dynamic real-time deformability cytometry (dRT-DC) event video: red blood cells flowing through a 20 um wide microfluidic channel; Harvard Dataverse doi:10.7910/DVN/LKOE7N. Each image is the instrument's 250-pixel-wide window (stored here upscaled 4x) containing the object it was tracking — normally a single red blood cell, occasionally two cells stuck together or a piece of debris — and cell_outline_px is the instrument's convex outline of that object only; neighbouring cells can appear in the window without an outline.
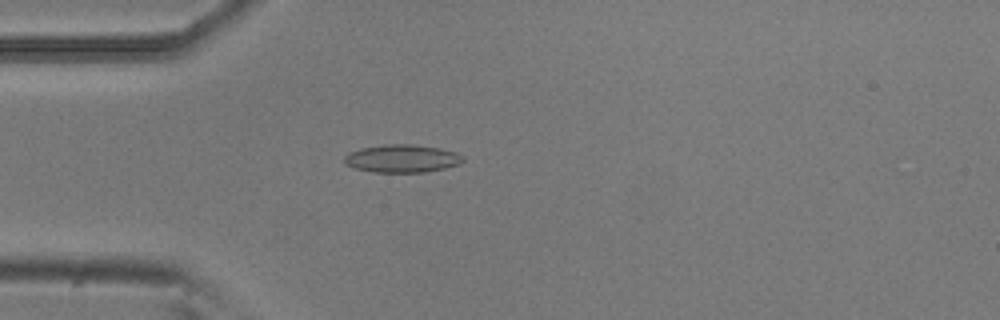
{"species": "common noctule bat (a hibernating species)", "species_latin": "Nyctalus noctula", "temperature_condition": "room temperature", "stored_images_in_passage": 2, "camera_frame_rate_fps": 3000, "um_per_image_px": 0.085, "animal": {"sex": "male", "body_mass_g": 20.5, "forearm_length_mm": 52.5}, "frame": {"image": 1, "passage_image": 2, "time_ms": 0.333, "image_size_px": [1000, 320], "cell_outline_px": [[464, 160], [460, 164], [444, 168], [424, 172], [372, 172], [356, 168], [344, 164], [344, 156], [348, 152], [360, 148], [384, 144], [408, 144], [440, 148], [456, 152], [464, 156]], "centroid_in_image_um": [34.16, 13.47], "position_along_channel_um": 50.8, "area_um2": 19.36}}